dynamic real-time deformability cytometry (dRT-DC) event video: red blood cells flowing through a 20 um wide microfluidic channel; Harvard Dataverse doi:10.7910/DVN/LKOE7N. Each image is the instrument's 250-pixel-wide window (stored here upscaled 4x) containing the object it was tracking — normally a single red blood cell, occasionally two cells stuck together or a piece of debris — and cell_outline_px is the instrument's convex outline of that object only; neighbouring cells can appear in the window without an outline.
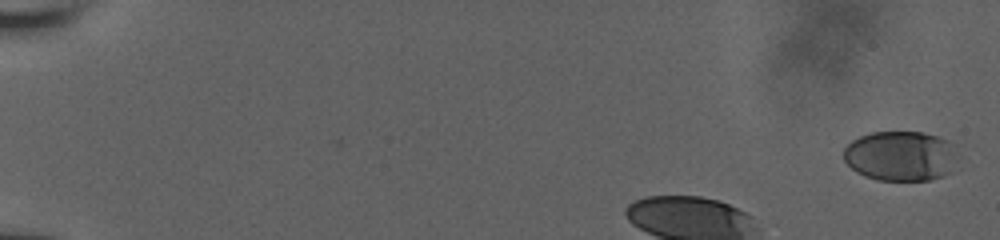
{"species": "human", "species_latin": "Homo sapiens", "temperature_condition": "room temperature", "stored_images_in_passage": 9, "camera_frame_rate_fps": 3000, "um_per_image_px": 0.085, "donor": {"sex": "male"}, "frame": {"image": 1, "passage_image": 1, "time_ms": 0.0, "image_size_px": [1000, 240], "cell_outline_px": [[952, 172], [944, 176], [928, 180], [876, 180], [864, 176], [856, 172], [844, 160], [844, 148], [852, 140], [860, 136], [872, 132], [924, 132], [948, 140], [952, 144]], "centroid_in_image_um": [76.49, 13.26], "position_along_channel_um": 8.5, "area_um2": 32.95}}
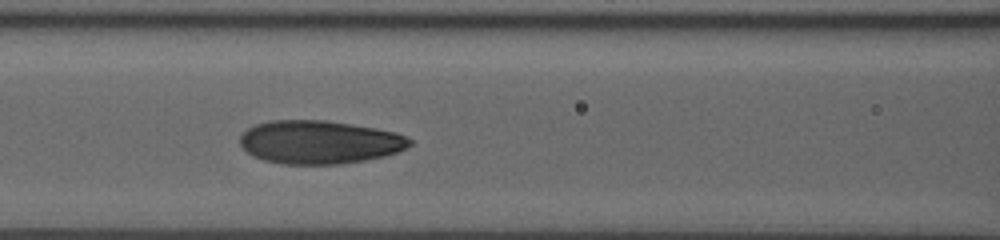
{"frame": {"image": 2, "passage_image": 8, "time_ms": 6.0, "image_size_px": [1000, 240], "cell_outline_px": [[412, 144], [408, 148], [384, 156], [344, 164], [280, 164], [264, 160], [248, 152], [240, 144], [240, 136], [248, 128], [256, 124], [272, 120], [324, 120], [376, 128], [396, 132], [412, 140]], "centroid_in_image_um": [27.17, 12.08], "position_along_channel_um": 139.4, "area_um2": 42.77}}
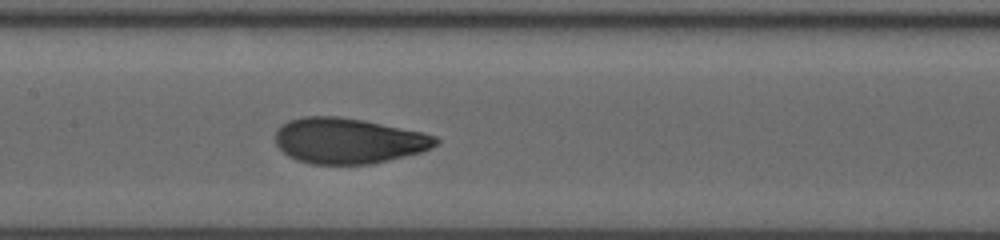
{"frame": {"image": 3, "passage_image": 9, "time_ms": 7.0, "image_size_px": [1000, 240], "cell_outline_px": [[440, 140], [436, 144], [420, 152], [372, 164], [312, 164], [296, 160], [288, 156], [276, 144], [276, 132], [280, 124], [288, 120], [304, 116], [336, 116], [364, 120], [424, 132], [436, 136]], "centroid_in_image_um": [29.59, 11.95], "position_along_channel_um": 177.8, "area_um2": 42.66}}